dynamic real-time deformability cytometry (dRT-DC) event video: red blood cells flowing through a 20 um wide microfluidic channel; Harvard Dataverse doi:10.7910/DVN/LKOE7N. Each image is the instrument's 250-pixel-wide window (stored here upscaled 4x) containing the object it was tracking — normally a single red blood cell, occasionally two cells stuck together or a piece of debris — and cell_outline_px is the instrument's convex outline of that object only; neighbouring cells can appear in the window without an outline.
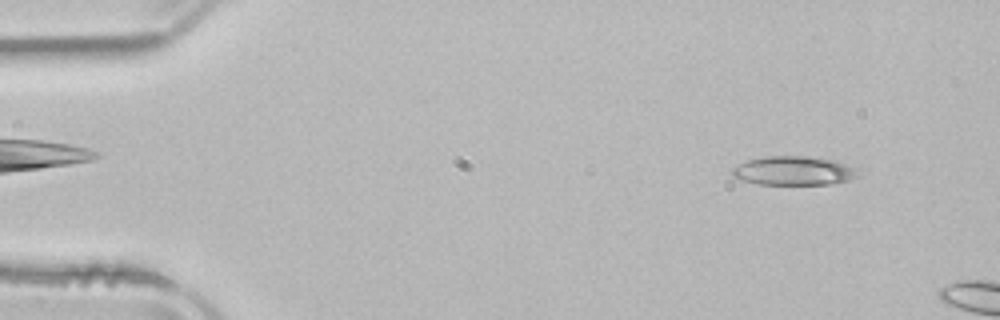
{"species": "common noctule bat (a hibernating species)", "species_latin": "Nyctalus noctula", "temperature_condition": "room temperature", "stored_images_in_passage": 4, "segment_of_instrument_passage": [2, 2], "camera_frame_rate_fps": 3000, "um_per_image_px": 0.085, "animal": {"sex": "male", "body_mass_g": 21.5, "forearm_length_mm": 52.0}, "frame": {"image": 1, "passage_image": 4, "time_ms": 4.333, "image_size_px": [1000, 320], "cell_outline_px": [[860, 176], [848, 180], [828, 184], [756, 184], [740, 180], [732, 176], [732, 168], [748, 160], [764, 156], [804, 156], [836, 160], [856, 168], [860, 172]], "centroid_in_image_um": [67.47, 14.51], "position_along_channel_um": 17.5, "area_um2": 21.33}}